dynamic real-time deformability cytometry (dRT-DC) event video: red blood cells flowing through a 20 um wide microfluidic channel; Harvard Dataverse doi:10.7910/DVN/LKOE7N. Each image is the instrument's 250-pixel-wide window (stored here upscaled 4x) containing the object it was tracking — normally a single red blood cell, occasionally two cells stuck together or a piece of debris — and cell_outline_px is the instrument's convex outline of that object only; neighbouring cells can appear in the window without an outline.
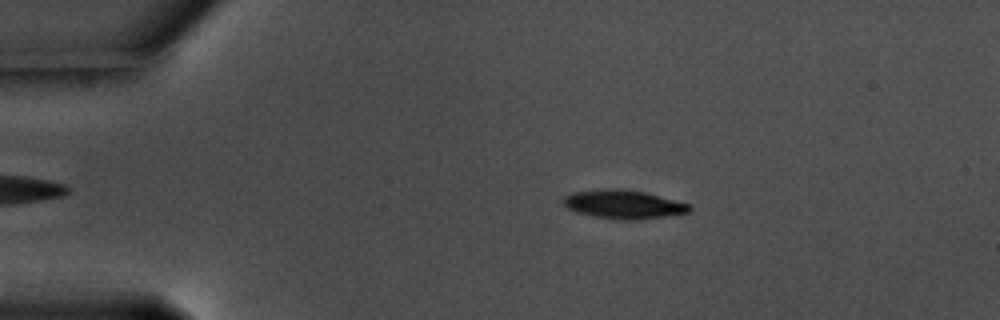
{"species": "common noctule bat (a hibernating species)", "species_latin": "Nyctalus noctula", "temperature_condition": "warm", "stored_images_in_passage": 47, "camera_frame_rate_fps": 3000, "um_per_image_px": 0.085, "animal": {"sex": "male", "body_mass_g": 17.5, "forearm_length_mm": 52.3}, "frame": {"image": 1, "passage_image": 1, "time_ms": 0.0, "image_size_px": [1000, 320], "cell_outline_px": [[692, 208], [688, 212], [664, 216], [636, 220], [624, 220], [592, 216], [568, 208], [564, 204], [564, 196], [572, 192], [608, 188], [620, 188], [644, 192], [688, 204]], "centroid_in_image_um": [52.97, 17.36], "position_along_channel_um": 32.0, "area_um2": 20.69}}
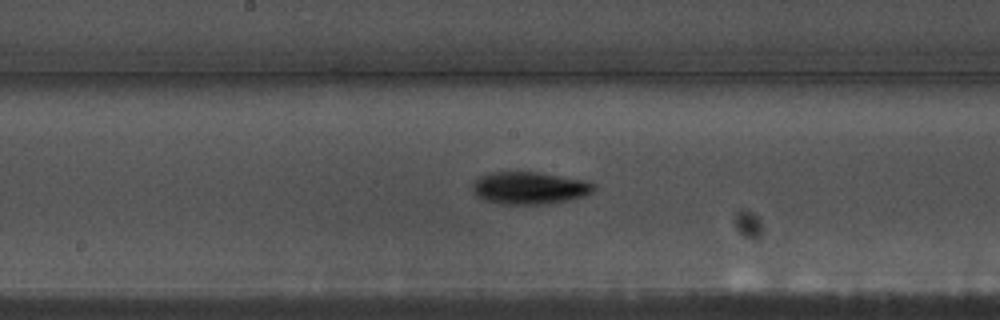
{"frame": {"image": 2, "passage_image": 20, "time_ms": 6.333, "image_size_px": [1000, 320], "cell_outline_px": [[596, 188], [592, 192], [584, 196], [568, 200], [544, 204], [500, 204], [484, 200], [476, 196], [472, 192], [472, 184], [480, 176], [492, 172], [536, 172], [588, 180], [596, 184]], "centroid_in_image_um": [45.02, 15.98], "position_along_channel_um": 203.2, "area_um2": 23.06}}
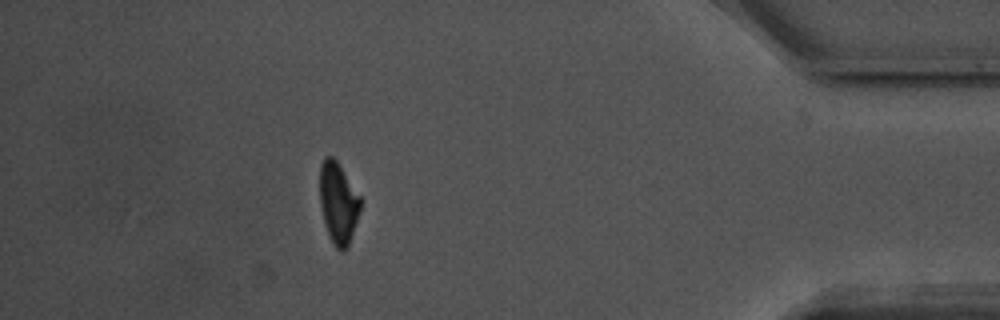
{"frame": {"image": 3, "passage_image": 41, "time_ms": 13.333, "image_size_px": [1000, 320], "cell_outline_px": [[360, 208], [348, 248], [344, 252], [340, 252], [332, 244], [324, 224], [320, 204], [320, 164], [324, 156], [332, 156], [336, 160], [360, 196]], "centroid_in_image_um": [28.73, 17.28], "position_along_channel_um": 406.5, "area_um2": 19.25}, "authors_computed_cell_mechanics": {"area_um2": 20.9236, "velocity_mm_per_s": 3.5585, "shape_relaxation_time_tau1_ms": 1.8665, "shape_relaxation_time_tau2_ms": null, "deformation_change_tau1": 0.1374, "deformation_change_tau2": null}}